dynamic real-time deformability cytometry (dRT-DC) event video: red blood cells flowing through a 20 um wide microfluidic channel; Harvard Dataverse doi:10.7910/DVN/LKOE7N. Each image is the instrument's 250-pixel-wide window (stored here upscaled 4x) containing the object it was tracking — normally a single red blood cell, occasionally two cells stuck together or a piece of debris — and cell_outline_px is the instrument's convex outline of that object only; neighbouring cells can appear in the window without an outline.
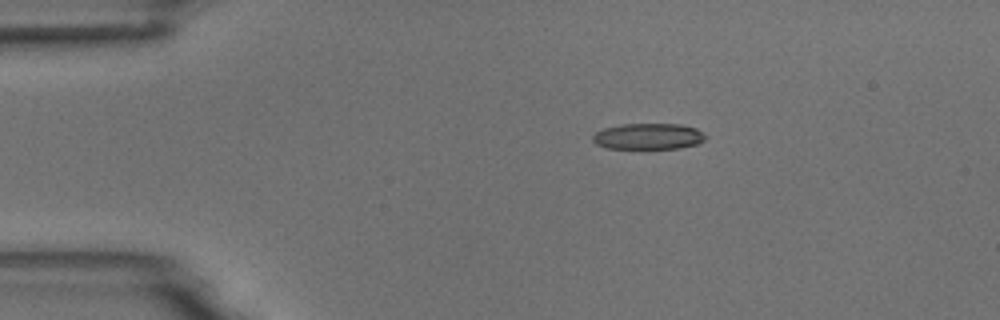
{"species": "common noctule bat (a hibernating species)", "species_latin": "Nyctalus noctula", "temperature_condition": "room temperature", "stored_images_in_passage": 7, "camera_frame_rate_fps": 3000, "um_per_image_px": 0.085, "animal": {"sex": "male", "body_mass_g": 18.8}, "frame": {"image": 1, "passage_image": 2, "time_ms": 1.333, "image_size_px": [1000, 320], "cell_outline_px": [[708, 136], [704, 140], [696, 144], [680, 148], [644, 152], [608, 148], [596, 144], [592, 140], [592, 136], [596, 132], [604, 128], [620, 124], [680, 124], [696, 128]], "centroid_in_image_um": [55.09, 11.65], "position_along_channel_um": 29.9, "area_um2": 18.15}}
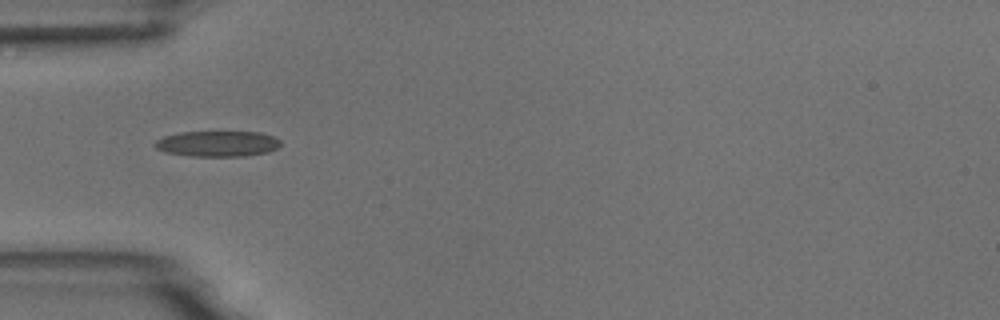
{"frame": {"image": 2, "passage_image": 4, "time_ms": 3.667, "image_size_px": [1000, 320], "cell_outline_px": [[280, 144], [276, 148], [268, 152], [244, 156], [192, 156], [164, 152], [156, 148], [152, 144], [156, 140], [164, 136], [180, 132], [260, 132], [276, 136], [280, 140]], "centroid_in_image_um": [18.48, 12.21], "position_along_channel_um": 66.5, "area_um2": 18.9}}